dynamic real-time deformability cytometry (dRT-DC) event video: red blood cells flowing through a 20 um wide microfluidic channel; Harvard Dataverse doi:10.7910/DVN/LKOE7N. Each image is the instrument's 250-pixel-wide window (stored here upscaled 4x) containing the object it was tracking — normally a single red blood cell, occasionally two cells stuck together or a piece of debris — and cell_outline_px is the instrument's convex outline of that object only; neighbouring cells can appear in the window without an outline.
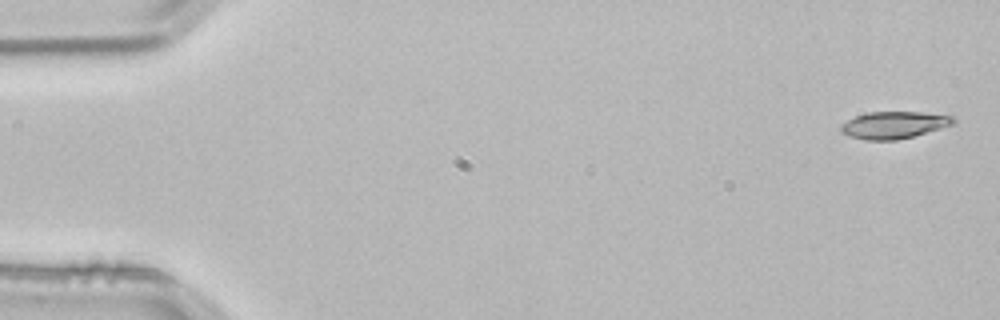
{"species": "common noctule bat (a hibernating species)", "species_latin": "Nyctalus noctula", "temperature_condition": "room temperature", "stored_images_in_passage": 3, "camera_frame_rate_fps": 3000, "um_per_image_px": 0.085, "animal": {"sex": "male", "body_mass_g": 21.5, "forearm_length_mm": 52.0}, "frame": {"image": 1, "passage_image": 1, "time_ms": 0.0, "image_size_px": [1000, 320], "cell_outline_px": [[956, 124], [912, 136], [896, 140], [864, 140], [848, 136], [840, 132], [840, 124], [856, 116], [868, 112], [920, 112], [952, 116], [956, 120]], "centroid_in_image_um": [75.96, 10.63], "position_along_channel_um": 9.0, "area_um2": 17.74}}
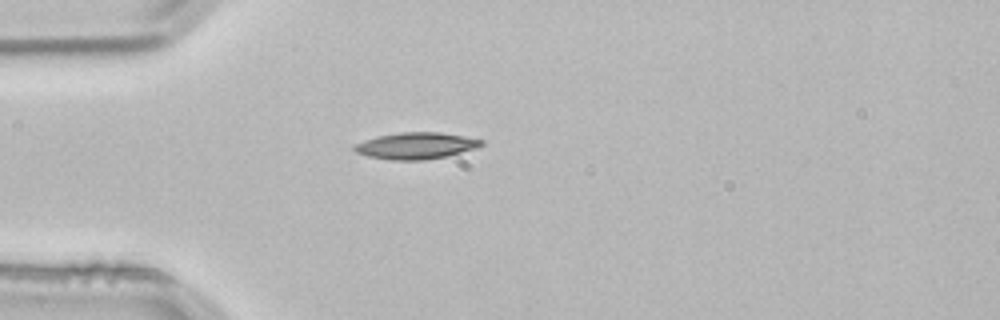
{"frame": {"image": 2, "passage_image": 3, "time_ms": 0.667, "image_size_px": [1000, 320], "cell_outline_px": [[484, 144], [476, 148], [448, 156], [424, 160], [392, 160], [368, 156], [356, 152], [352, 148], [356, 144], [364, 140], [376, 136], [400, 132], [440, 132], [464, 136], [484, 140]], "centroid_in_image_um": [35.37, 12.38], "position_along_channel_um": 49.6, "area_um2": 19.71}}